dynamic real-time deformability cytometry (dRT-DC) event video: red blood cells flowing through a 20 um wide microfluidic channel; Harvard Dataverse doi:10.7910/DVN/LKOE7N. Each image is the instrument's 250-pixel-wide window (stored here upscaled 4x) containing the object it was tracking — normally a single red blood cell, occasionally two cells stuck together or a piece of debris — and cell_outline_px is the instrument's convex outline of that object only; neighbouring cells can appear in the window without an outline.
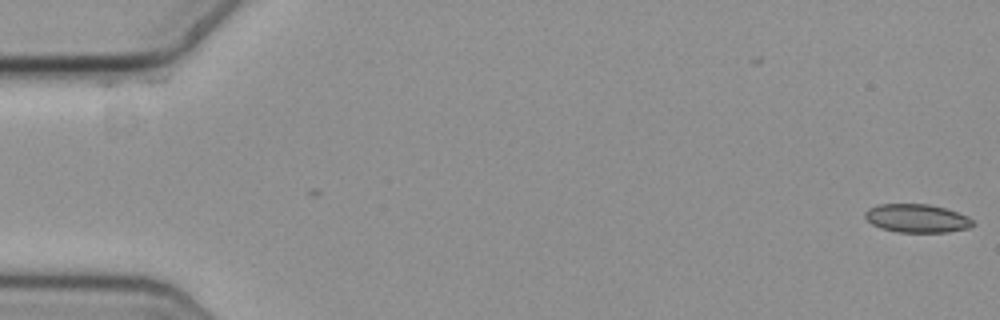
{"species": "common noctule bat (a hibernating species)", "species_latin": "Nyctalus noctula", "temperature_condition": "cold", "stored_images_in_passage": 3, "camera_frame_rate_fps": 3000, "um_per_image_px": 0.085, "animal": {"sex": "female", "body_mass_g": 19.3, "forearm_length_mm": 54.1}, "frame": {"image": 1, "passage_image": 3, "time_ms": 0.667, "image_size_px": [1000, 320], "cell_outline_px": [[976, 224], [968, 228], [948, 232], [896, 232], [880, 228], [872, 224], [864, 216], [864, 212], [868, 208], [880, 204], [928, 204], [944, 208], [968, 216]], "centroid_in_image_um": [77.92, 18.56], "position_along_channel_um": 7.1, "area_um2": 17.86}}